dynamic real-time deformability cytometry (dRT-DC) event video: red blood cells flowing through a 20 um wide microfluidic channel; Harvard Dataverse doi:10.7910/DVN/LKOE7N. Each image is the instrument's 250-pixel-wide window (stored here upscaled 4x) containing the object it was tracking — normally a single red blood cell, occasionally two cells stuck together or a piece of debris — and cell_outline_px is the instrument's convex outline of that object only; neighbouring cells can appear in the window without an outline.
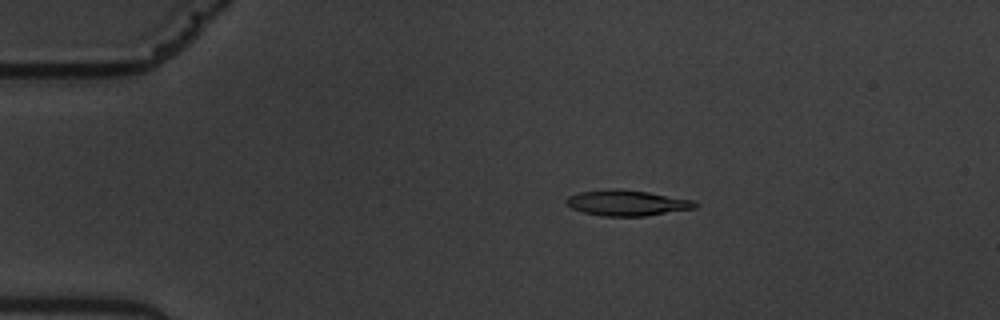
{"species": "common noctule bat (a hibernating species)", "species_latin": "Nyctalus noctula", "temperature_condition": "warm", "stored_images_in_passage": 49, "camera_frame_rate_fps": 3000, "um_per_image_px": 0.085, "animal": {"sex": "male", "body_mass_g": 19.5, "forearm_length_mm": 54.6}, "frame": {"image": 1, "passage_image": 3, "time_ms": 0.667, "image_size_px": [1000, 320], "cell_outline_px": [[696, 208], [644, 216], [600, 216], [584, 212], [572, 208], [564, 204], [564, 200], [568, 196], [580, 192], [608, 188], [620, 188], [648, 192], [692, 200], [696, 204]], "centroid_in_image_um": [53.21, 17.24], "position_along_channel_um": 31.8, "area_um2": 19.31}}
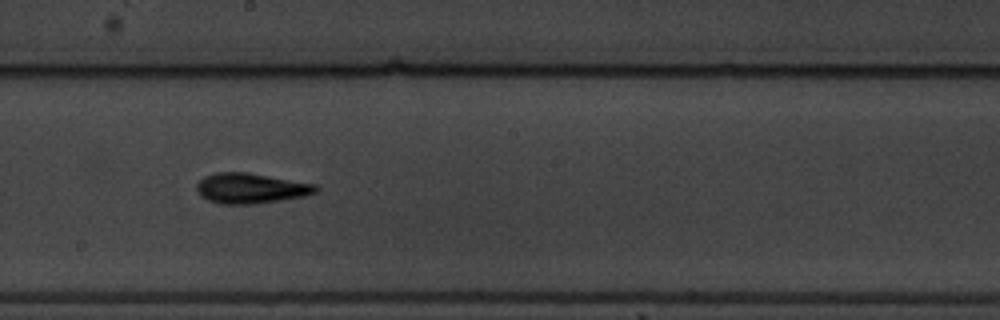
{"frame": {"image": 2, "passage_image": 24, "time_ms": 7.667, "image_size_px": [1000, 320], "cell_outline_px": [[320, 188], [316, 192], [304, 196], [256, 204], [220, 204], [208, 200], [200, 196], [196, 188], [196, 184], [204, 176], [216, 172], [248, 172], [316, 184]], "centroid_in_image_um": [21.3, 16.0], "position_along_channel_um": 226.9, "area_um2": 21.15}}
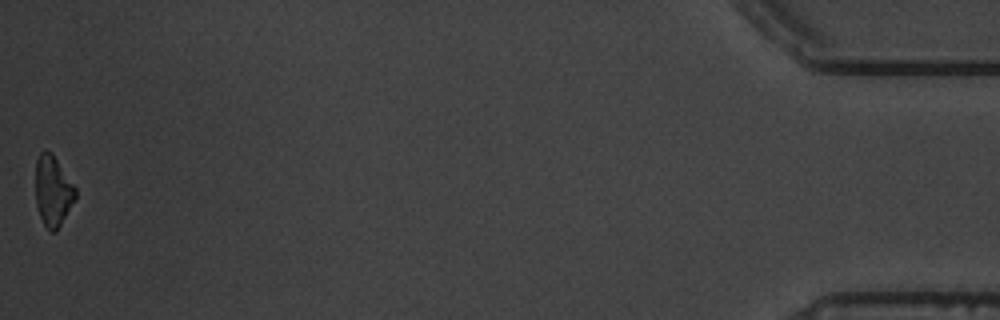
{"frame": {"image": 3, "passage_image": 49, "time_ms": 16.0, "image_size_px": [1000, 320], "cell_outline_px": [[76, 200], [56, 232], [48, 232], [40, 216], [36, 204], [36, 160], [40, 152], [52, 152], [76, 188]], "centroid_in_image_um": [4.51, 16.27], "position_along_channel_um": 430.7, "area_um2": 16.47}, "authors_computed_cell_mechanics": {"area_um2": 18.8428, "velocity_mm_per_s": 3.5565, "shape_relaxation_time_tau1_ms": 4.4175, "shape_relaxation_time_tau2_ms": 6.0993, "deformation_change_tau1": 0.1665, "deformation_change_tau2": 0.1725}}